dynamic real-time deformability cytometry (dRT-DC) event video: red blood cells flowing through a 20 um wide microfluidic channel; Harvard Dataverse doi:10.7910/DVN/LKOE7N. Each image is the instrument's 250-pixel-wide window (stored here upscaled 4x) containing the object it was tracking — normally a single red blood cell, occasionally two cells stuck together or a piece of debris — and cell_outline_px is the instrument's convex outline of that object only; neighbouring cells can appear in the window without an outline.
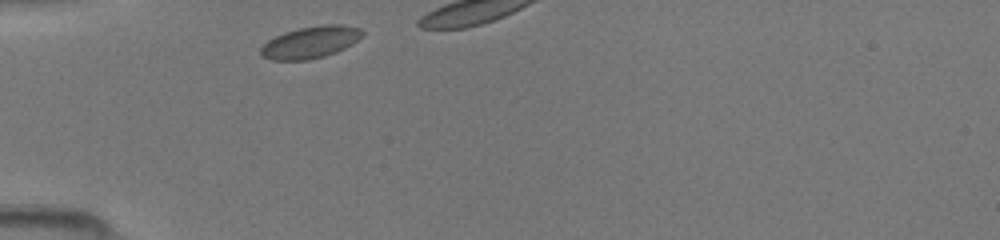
{"species": "common noctule bat (a hibernating species)", "species_latin": "Nyctalus noctula", "temperature_condition": "room temperature", "stored_images_in_passage": 6, "camera_frame_rate_fps": 3000, "um_per_image_px": 0.085, "animal": {"sex": "female", "body_mass_g": 19.5, "forearm_length_mm": 54.1}, "frame": {"image": 1, "passage_image": 1, "time_ms": 0.0, "image_size_px": [1000, 240], "cell_outline_px": [[364, 36], [352, 44], [336, 52], [324, 56], [308, 60], [272, 60], [260, 56], [260, 48], [268, 40], [284, 32], [300, 28], [324, 24], [344, 24], [360, 28], [364, 32]], "centroid_in_image_um": [26.41, 3.59], "position_along_channel_um": 58.6, "area_um2": 19.02}}
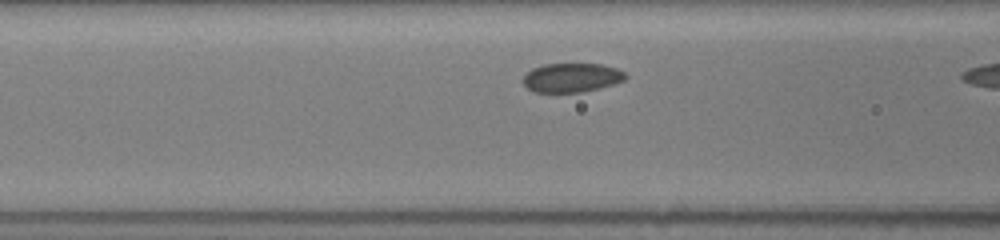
{"frame": {"image": 2, "passage_image": 5, "time_ms": 1.333, "image_size_px": [1000, 240], "cell_outline_px": [[628, 76], [624, 80], [612, 84], [580, 92], [532, 92], [520, 80], [532, 68], [544, 64], [600, 64], [616, 68], [624, 72]], "centroid_in_image_um": [48.55, 6.59], "position_along_channel_um": 118.1, "area_um2": 17.22}}